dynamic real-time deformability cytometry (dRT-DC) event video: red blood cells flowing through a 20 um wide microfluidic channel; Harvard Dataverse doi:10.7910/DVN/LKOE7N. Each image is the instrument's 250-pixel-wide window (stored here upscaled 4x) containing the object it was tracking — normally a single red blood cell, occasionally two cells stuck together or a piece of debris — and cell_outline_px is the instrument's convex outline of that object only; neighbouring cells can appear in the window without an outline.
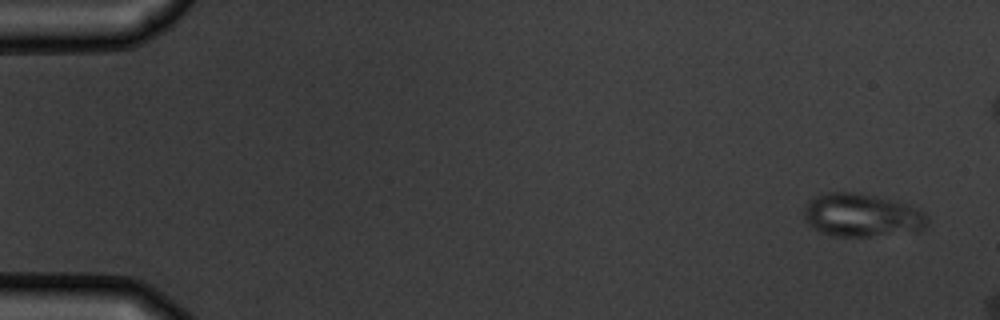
{"species": "common noctule bat (a hibernating species)", "species_latin": "Nyctalus noctula", "temperature_condition": "warm", "stored_images_in_passage": 6, "camera_frame_rate_fps": 3000, "um_per_image_px": 0.085, "animal": {"sex": "male", "body_mass_g": 19.5, "forearm_length_mm": 54.6}, "frame": {"image": 1, "passage_image": 1, "time_ms": 0.0, "image_size_px": [1000, 320], "cell_outline_px": [[928, 224], [920, 232], [868, 236], [832, 236], [820, 232], [812, 228], [804, 220], [804, 204], [812, 196], [824, 192], [860, 192], [896, 200], [920, 208], [928, 216]], "centroid_in_image_um": [73.27, 18.28], "position_along_channel_um": 11.7, "area_um2": 32.08}}